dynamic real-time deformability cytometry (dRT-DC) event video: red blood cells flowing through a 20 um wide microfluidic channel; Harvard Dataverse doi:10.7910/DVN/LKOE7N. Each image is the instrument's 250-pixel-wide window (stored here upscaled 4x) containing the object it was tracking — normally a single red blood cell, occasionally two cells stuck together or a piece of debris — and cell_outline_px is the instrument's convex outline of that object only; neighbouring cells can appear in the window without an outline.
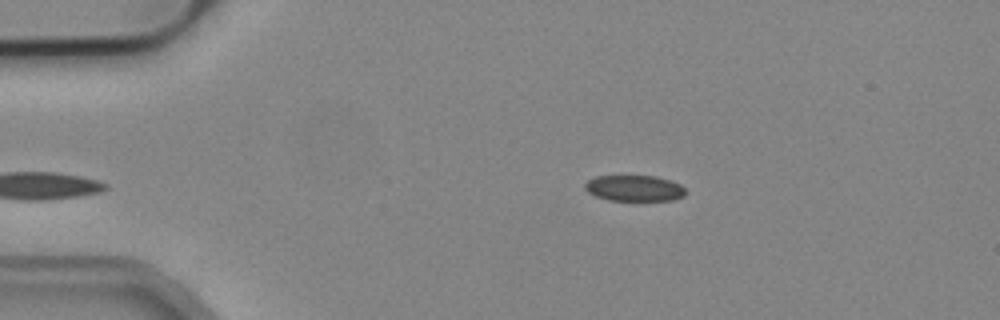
{"species": "common noctule bat (a hibernating species)", "species_latin": "Nyctalus noctula", "temperature_condition": "cold", "stored_images_in_passage": 2, "camera_frame_rate_fps": 3000, "um_per_image_px": 0.085, "animal": {"sex": "male", "body_mass_g": 19.2, "forearm_length_mm": 51.8}, "frame": {"image": 1, "passage_image": 2, "time_ms": 0.333, "image_size_px": [1000, 320], "cell_outline_px": [[684, 196], [672, 200], [608, 200], [596, 196], [588, 192], [584, 188], [584, 184], [588, 180], [596, 176], [656, 176], [672, 180], [680, 184], [684, 188]], "centroid_in_image_um": [53.91, 15.99], "position_along_channel_um": 31.1, "area_um2": 15.2}}